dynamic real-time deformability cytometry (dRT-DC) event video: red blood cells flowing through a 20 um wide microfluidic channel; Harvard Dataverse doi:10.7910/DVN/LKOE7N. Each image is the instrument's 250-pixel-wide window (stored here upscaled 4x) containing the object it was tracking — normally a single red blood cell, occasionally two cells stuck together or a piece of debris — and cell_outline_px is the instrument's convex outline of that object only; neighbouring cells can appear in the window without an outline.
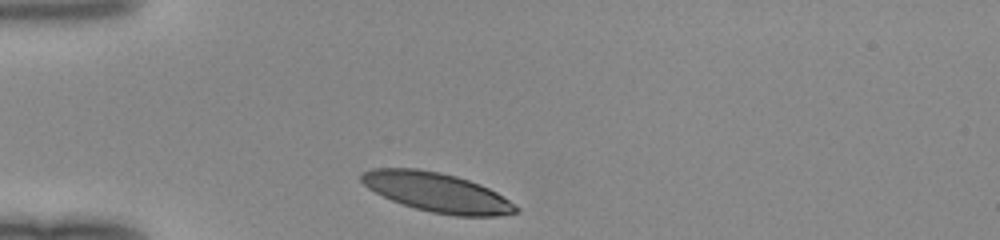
{"species": "human", "species_latin": "Homo sapiens", "temperature_condition": "room temperature", "stored_images_in_passage": 28, "camera_frame_rate_fps": 3000, "um_per_image_px": 0.085, "donor": {"sex": "female"}, "frame": {"image": 1, "passage_image": 1, "time_ms": 0.0, "image_size_px": [1000, 240], "cell_outline_px": [[520, 212], [496, 216], [456, 216], [432, 212], [416, 208], [392, 200], [368, 188], [360, 180], [360, 176], [364, 172], [372, 168], [416, 168], [440, 172], [456, 176], [480, 184], [496, 192], [520, 208]], "centroid_in_image_um": [37.16, 16.34], "position_along_channel_um": 47.8, "area_um2": 35.08}}
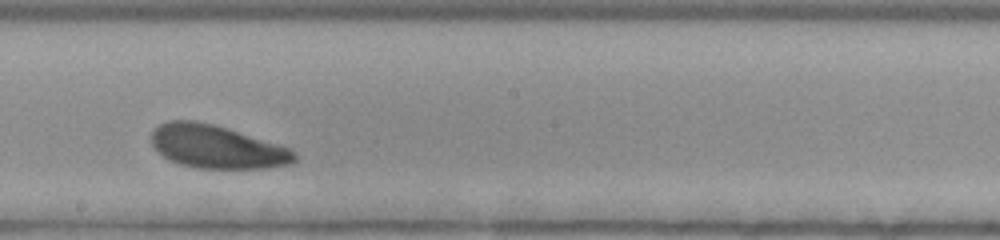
{"frame": {"image": 2, "passage_image": 16, "time_ms": 5.0, "image_size_px": [1000, 240], "cell_outline_px": [[296, 160], [292, 164], [268, 168], [196, 168], [180, 164], [168, 160], [152, 144], [152, 132], [160, 124], [168, 120], [196, 120], [228, 128], [292, 148], [296, 152]], "centroid_in_image_um": [18.47, 12.48], "position_along_channel_um": 229.7, "area_um2": 36.13}}
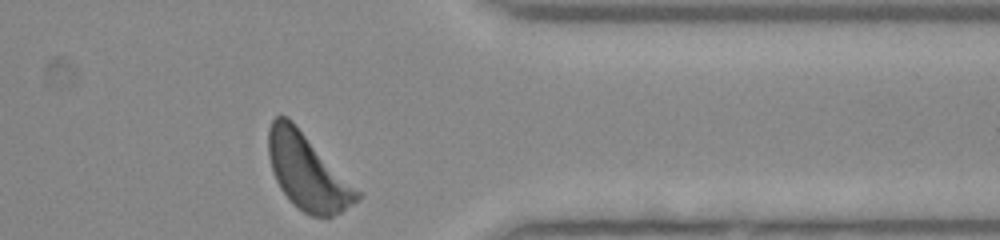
{"frame": {"image": 3, "passage_image": 28, "time_ms": 9.0, "image_size_px": [1000, 240], "cell_outline_px": [[360, 196], [352, 204], [340, 212], [332, 216], [312, 216], [304, 212], [288, 200], [280, 188], [272, 172], [268, 156], [268, 128], [272, 120], [276, 116], [288, 116], [292, 120], [360, 192]], "centroid_in_image_um": [26.08, 14.58], "position_along_channel_um": 385.3, "area_um2": 38.61}}